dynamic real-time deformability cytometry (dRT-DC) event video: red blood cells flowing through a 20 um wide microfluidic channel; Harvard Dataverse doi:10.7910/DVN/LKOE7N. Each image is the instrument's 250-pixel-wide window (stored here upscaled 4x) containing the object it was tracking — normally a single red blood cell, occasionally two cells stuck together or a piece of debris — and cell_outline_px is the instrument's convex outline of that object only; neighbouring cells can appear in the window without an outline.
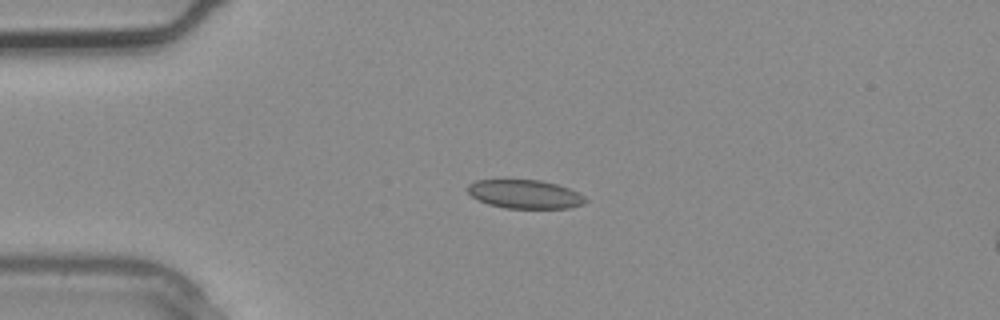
{"species": "common noctule bat (a hibernating species)", "species_latin": "Nyctalus noctula", "temperature_condition": "warm", "stored_images_in_passage": 4, "camera_frame_rate_fps": 3000, "um_per_image_px": 0.085, "animal": {"sex": "male", "body_mass_g": 20.4}, "frame": {"image": 1, "passage_image": 3, "time_ms": 0.667, "image_size_px": [1000, 320], "cell_outline_px": [[588, 200], [584, 204], [568, 208], [504, 208], [488, 204], [472, 196], [468, 192], [468, 184], [476, 180], [540, 180], [556, 184], [568, 188], [584, 196]], "centroid_in_image_um": [44.62, 16.51], "position_along_channel_um": 40.4, "area_um2": 19.54}}
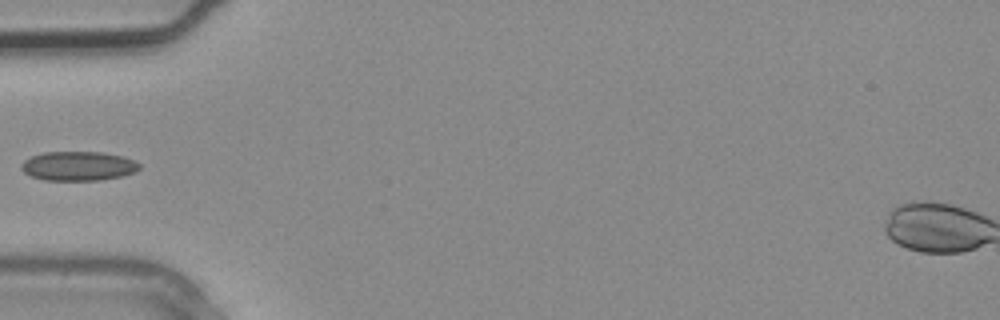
{"frame": {"image": 2, "passage_image": 4, "time_ms": 1.0, "image_size_px": [1000, 320], "cell_outline_px": [[140, 168], [136, 172], [120, 176], [100, 180], [44, 180], [32, 176], [24, 172], [20, 168], [20, 164], [24, 160], [32, 156], [44, 152], [100, 152], [120, 156], [132, 160], [140, 164]], "centroid_in_image_um": [6.62, 14.11], "position_along_channel_um": 78.4, "area_um2": 20.0}}